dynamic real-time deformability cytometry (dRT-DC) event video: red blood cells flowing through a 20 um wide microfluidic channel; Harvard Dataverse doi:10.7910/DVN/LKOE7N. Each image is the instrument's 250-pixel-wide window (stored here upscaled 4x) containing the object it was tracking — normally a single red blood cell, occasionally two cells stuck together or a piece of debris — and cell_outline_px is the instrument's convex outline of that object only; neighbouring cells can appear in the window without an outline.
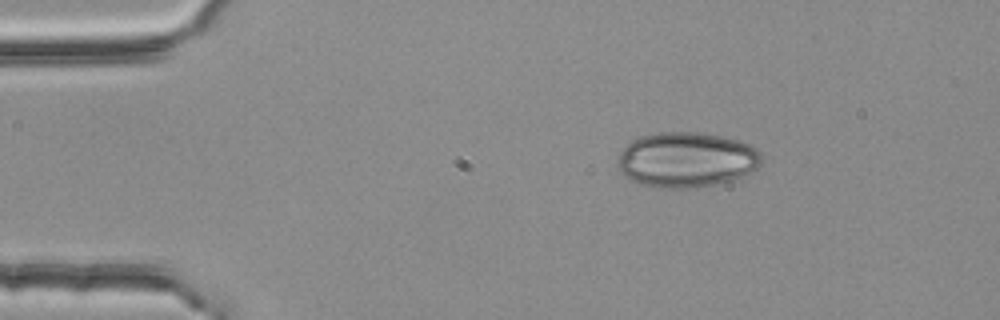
{"species": "common noctule bat (a hibernating species)", "species_latin": "Nyctalus noctula", "temperature_condition": "room temperature", "stored_images_in_passage": 3, "camera_frame_rate_fps": 3000, "um_per_image_px": 0.085, "animal": {"sex": "female", "body_mass_g": 25.1}, "frame": {"image": 1, "passage_image": 1, "time_ms": 0.0, "image_size_px": [1000, 320], "cell_outline_px": [[764, 160], [756, 168], [732, 180], [712, 184], [684, 188], [668, 188], [640, 184], [624, 176], [616, 168], [616, 164], [620, 152], [632, 140], [640, 136], [660, 132], [696, 132], [720, 136], [740, 140], [756, 148], [760, 152]], "centroid_in_image_um": [58.33, 13.56], "position_along_channel_um": 26.7, "area_um2": 46.12}}